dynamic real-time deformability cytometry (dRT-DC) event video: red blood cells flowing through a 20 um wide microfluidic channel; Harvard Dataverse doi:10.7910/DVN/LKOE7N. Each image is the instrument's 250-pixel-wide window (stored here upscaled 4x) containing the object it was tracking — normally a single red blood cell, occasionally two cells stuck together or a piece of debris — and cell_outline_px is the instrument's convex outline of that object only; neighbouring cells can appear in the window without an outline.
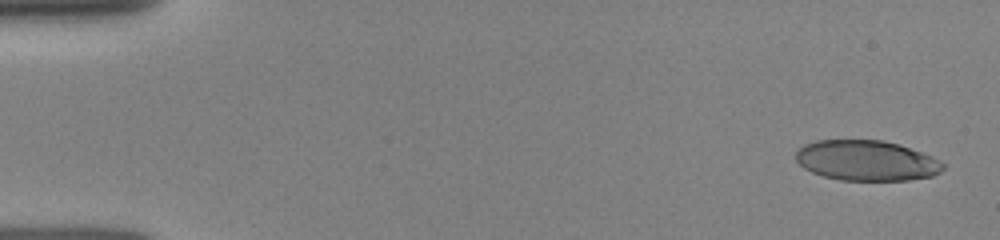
{"species": "human", "species_latin": "Homo sapiens", "temperature_condition": "room temperature", "stored_images_in_passage": 8, "camera_frame_rate_fps": 3000, "um_per_image_px": 0.085, "donor": {"sex": "female"}, "frame": {"image": 1, "passage_image": 1, "time_ms": 0.0, "image_size_px": [1000, 240], "cell_outline_px": [[944, 168], [940, 172], [932, 176], [908, 180], [840, 180], [824, 176], [812, 172], [804, 168], [796, 160], [796, 152], [804, 144], [816, 140], [884, 140], [900, 144], [932, 156], [944, 164]], "centroid_in_image_um": [73.66, 13.64], "position_along_channel_um": 11.3, "area_um2": 34.62}}
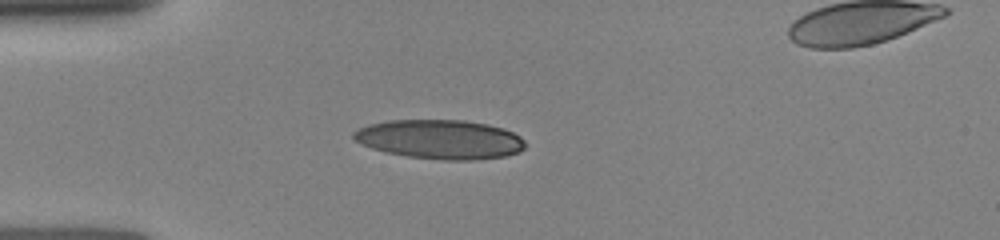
{"frame": {"image": 2, "passage_image": 5, "time_ms": 3.667, "image_size_px": [1000, 240], "cell_outline_px": [[524, 148], [520, 152], [504, 156], [476, 160], [444, 160], [408, 156], [388, 152], [372, 148], [360, 144], [352, 136], [352, 132], [368, 124], [392, 120], [464, 120], [488, 124], [504, 128], [520, 136], [524, 140]], "centroid_in_image_um": [37.42, 11.84], "position_along_channel_um": 47.6, "area_um2": 39.19}}
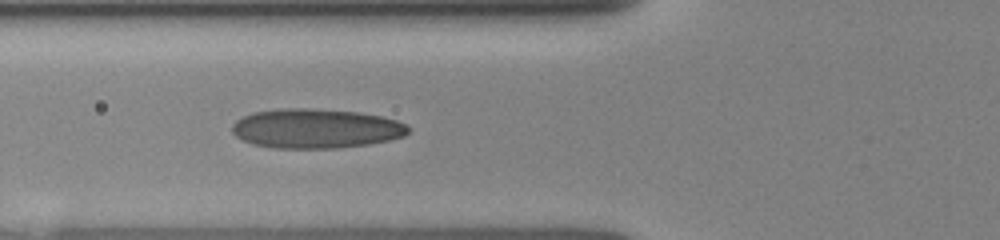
{"frame": {"image": 3, "passage_image": 7, "time_ms": 5.333, "image_size_px": [1000, 240], "cell_outline_px": [[408, 132], [404, 136], [388, 140], [368, 144], [336, 148], [272, 148], [252, 144], [236, 136], [232, 132], [232, 124], [236, 120], [252, 112], [284, 108], [308, 108], [356, 112], [380, 116], [396, 120], [404, 124], [408, 128]], "centroid_in_image_um": [26.8, 10.93], "position_along_channel_um": 99.0, "area_um2": 40.34}}